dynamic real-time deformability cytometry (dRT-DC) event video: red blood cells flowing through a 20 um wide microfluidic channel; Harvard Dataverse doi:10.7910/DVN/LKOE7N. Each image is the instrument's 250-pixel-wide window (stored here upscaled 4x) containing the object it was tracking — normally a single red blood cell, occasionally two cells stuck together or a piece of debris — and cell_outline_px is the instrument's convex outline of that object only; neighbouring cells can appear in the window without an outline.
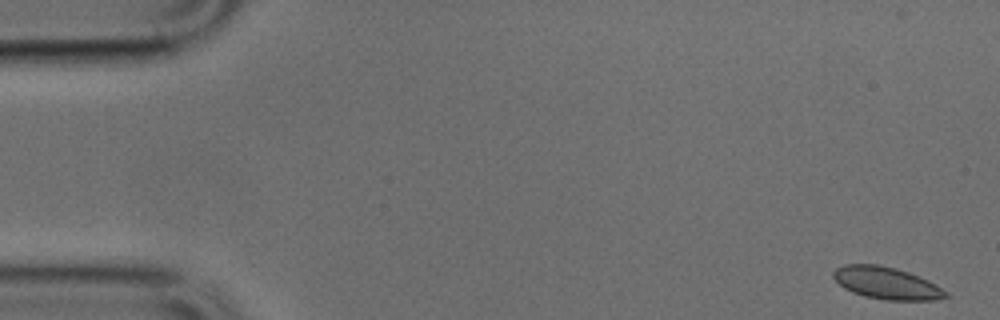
{"species": "common noctule bat (a hibernating species)", "species_latin": "Nyctalus noctula", "temperature_condition": "cold", "stored_images_in_passage": 50, "camera_frame_rate_fps": 3000, "um_per_image_px": 0.085, "animal": {"sex": "male", "body_mass_g": 17.9, "forearm_length_mm": 54.2}, "frame": {"image": 1, "passage_image": 1, "time_ms": 0.0, "image_size_px": [1000, 320], "cell_outline_px": [[948, 296], [936, 300], [888, 300], [864, 296], [852, 292], [844, 288], [832, 276], [832, 272], [836, 268], [844, 264], [876, 264], [896, 268], [920, 276], [936, 284], [948, 292]], "centroid_in_image_um": [75.36, 24.06], "position_along_channel_um": 9.6, "area_um2": 21.1}}
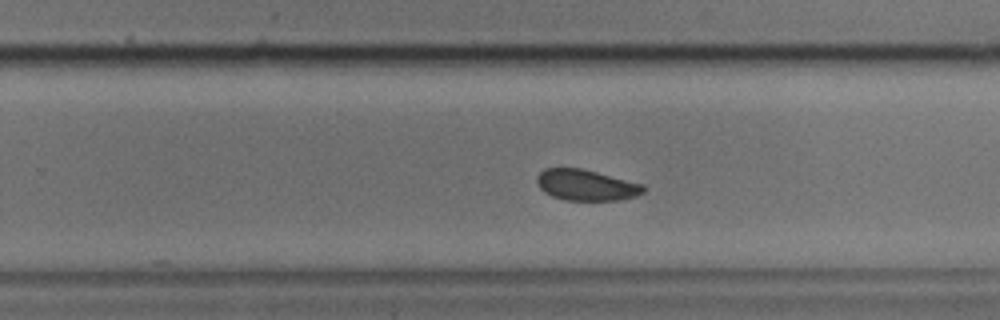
{"frame": {"image": 2, "passage_image": 31, "time_ms": 10.0, "image_size_px": [1000, 320], "cell_outline_px": [[648, 188], [644, 192], [636, 196], [620, 200], [564, 200], [552, 196], [544, 192], [540, 188], [536, 180], [536, 176], [544, 168], [580, 168], [644, 184]], "centroid_in_image_um": [49.84, 15.73], "position_along_channel_um": 280.0, "area_um2": 19.31}}
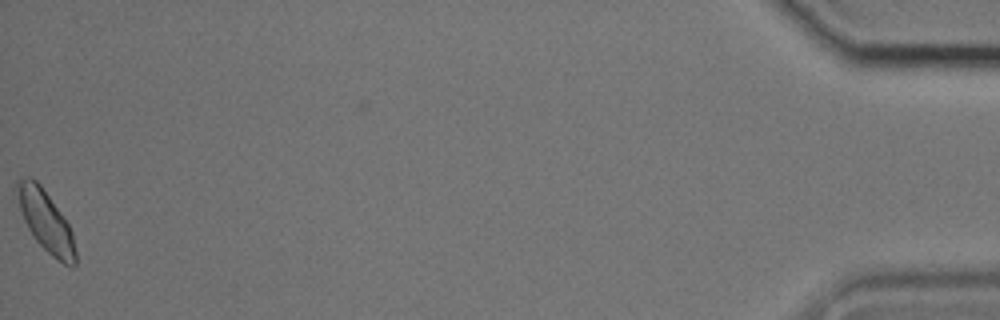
{"frame": {"image": 3, "passage_image": 50, "time_ms": 16.333, "image_size_px": [1000, 320], "cell_outline_px": [[76, 264], [72, 268], [56, 260], [36, 240], [28, 228], [24, 220], [20, 208], [16, 184], [16, 180], [24, 176], [32, 176], [40, 184], [68, 224], [72, 232], [76, 252]], "centroid_in_image_um": [3.9, 18.8], "position_along_channel_um": 431.3, "area_um2": 20.46}}